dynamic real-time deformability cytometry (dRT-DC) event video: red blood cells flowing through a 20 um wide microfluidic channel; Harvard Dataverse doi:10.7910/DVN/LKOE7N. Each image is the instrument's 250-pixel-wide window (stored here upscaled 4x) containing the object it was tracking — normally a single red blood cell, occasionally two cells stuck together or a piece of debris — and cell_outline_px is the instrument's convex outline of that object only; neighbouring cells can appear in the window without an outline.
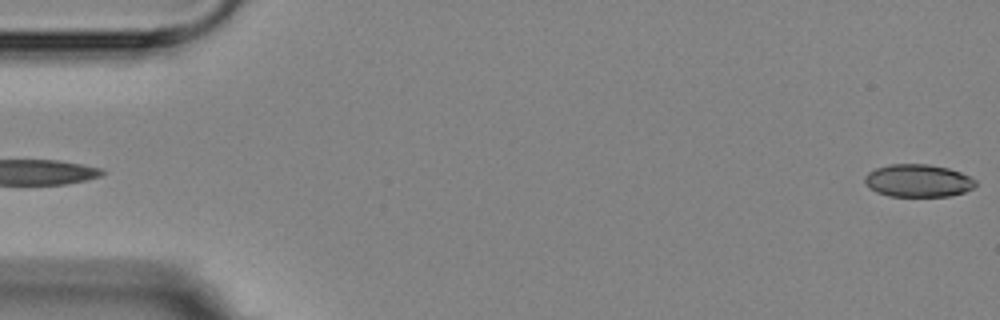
{"species": "Egyptian fruit bat (a non-hibernating species)", "species_latin": "Rousettus aegyptiacus", "temperature_condition": "room temperature", "stored_images_in_passage": 5, "segment_of_instrument_passage": [2, 2], "camera_frame_rate_fps": 3000, "um_per_image_px": 0.085, "animal": {"sex": "female"}, "frame": {"image": 1, "passage_image": 5, "time_ms": 4.667, "image_size_px": [1000, 320], "cell_outline_px": [[976, 184], [972, 188], [964, 192], [948, 196], [888, 196], [876, 192], [868, 188], [864, 180], [864, 176], [868, 172], [876, 168], [888, 164], [928, 164], [948, 168], [960, 172], [976, 180]], "centroid_in_image_um": [77.99, 15.35], "position_along_channel_um": 7.0, "area_um2": 21.15}}